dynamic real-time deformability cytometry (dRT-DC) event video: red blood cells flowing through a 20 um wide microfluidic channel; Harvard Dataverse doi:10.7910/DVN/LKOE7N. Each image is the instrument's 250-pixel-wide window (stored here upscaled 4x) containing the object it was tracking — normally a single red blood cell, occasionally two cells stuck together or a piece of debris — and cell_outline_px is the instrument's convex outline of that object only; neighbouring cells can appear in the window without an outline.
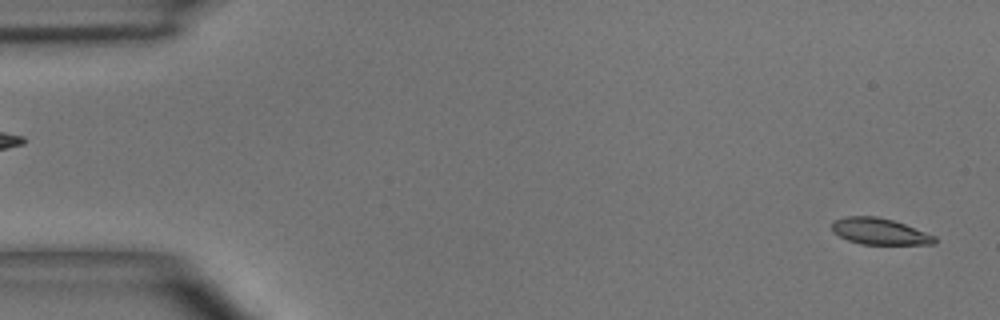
{"species": "common noctule bat (a hibernating species)", "species_latin": "Nyctalus noctula", "temperature_condition": "room temperature", "stored_images_in_passage": 4, "segment_of_instrument_passage": [2, 2], "camera_frame_rate_fps": 3000, "um_per_image_px": 0.085, "animal": {"sex": "male", "body_mass_g": 15.6}, "frame": {"image": 1, "passage_image": 4, "time_ms": 3.667, "image_size_px": [1000, 320], "cell_outline_px": [[936, 244], [860, 244], [848, 240], [832, 232], [832, 224], [836, 220], [844, 216], [876, 216], [892, 220], [904, 224], [936, 236]], "centroid_in_image_um": [74.76, 19.67], "position_along_channel_um": 10.2, "area_um2": 15.66}}